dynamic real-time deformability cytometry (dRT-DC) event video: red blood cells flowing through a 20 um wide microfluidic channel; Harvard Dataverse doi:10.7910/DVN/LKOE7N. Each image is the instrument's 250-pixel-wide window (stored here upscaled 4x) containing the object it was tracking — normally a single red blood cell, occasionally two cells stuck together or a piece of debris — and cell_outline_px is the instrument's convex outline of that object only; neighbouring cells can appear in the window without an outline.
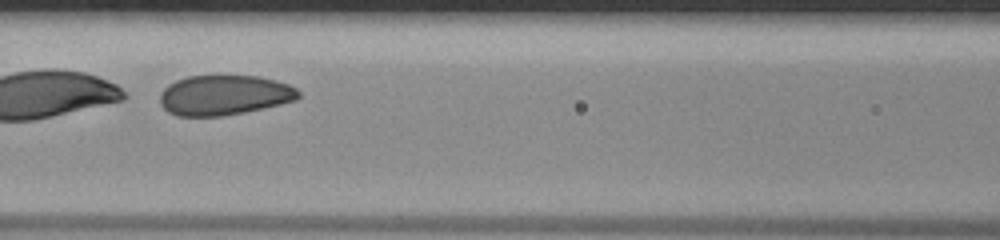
{"species": "human", "species_latin": "Homo sapiens", "temperature_condition": "room temperature", "stored_images_in_passage": 30, "segment_of_instrument_passage": [2, 2], "camera_frame_rate_fps": 3000, "um_per_image_px": 0.085, "donor": {"sex": "male"}, "frame": {"image": 1, "passage_image": 13, "time_ms": 4.0, "image_size_px": [1000, 240], "cell_outline_px": [[300, 96], [296, 100], [280, 104], [244, 112], [220, 116], [176, 116], [168, 112], [160, 104], [160, 92], [168, 84], [176, 80], [188, 76], [260, 76], [276, 80], [288, 84], [296, 88], [300, 92]], "centroid_in_image_um": [19.04, 8.08], "position_along_channel_um": 147.6, "area_um2": 32.37}}
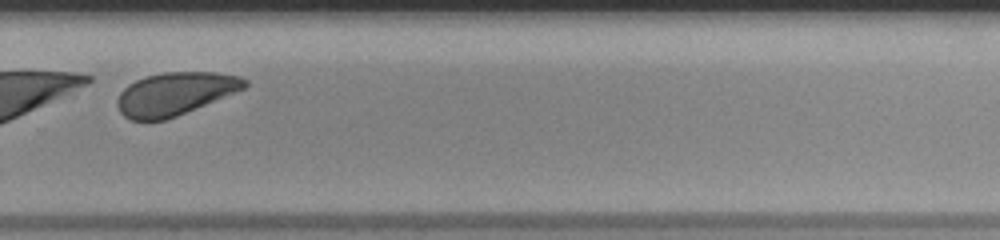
{"frame": {"image": 2, "passage_image": 25, "time_ms": 8.0, "image_size_px": [1000, 240], "cell_outline_px": [[248, 84], [244, 88], [176, 116], [164, 120], [128, 120], [120, 112], [116, 104], [116, 100], [120, 92], [128, 84], [136, 80], [148, 76], [164, 72], [212, 72], [240, 76], [248, 80]], "centroid_in_image_um": [14.83, 7.97], "position_along_channel_um": 315.0, "area_um2": 31.5}}
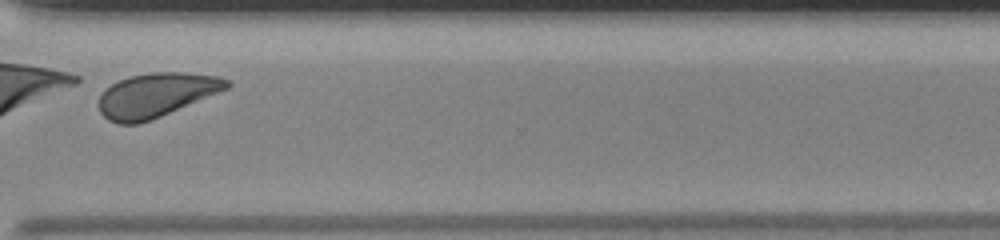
{"frame": {"image": 3, "passage_image": 28, "time_ms": 9.0, "image_size_px": [1000, 240], "cell_outline_px": [[232, 84], [228, 88], [220, 92], [152, 120], [140, 124], [116, 124], [108, 120], [100, 112], [100, 96], [104, 88], [128, 76], [152, 72], [184, 72], [220, 76], [228, 80]], "centroid_in_image_um": [13.28, 8.08], "position_along_channel_um": 357.3, "area_um2": 33.12}}